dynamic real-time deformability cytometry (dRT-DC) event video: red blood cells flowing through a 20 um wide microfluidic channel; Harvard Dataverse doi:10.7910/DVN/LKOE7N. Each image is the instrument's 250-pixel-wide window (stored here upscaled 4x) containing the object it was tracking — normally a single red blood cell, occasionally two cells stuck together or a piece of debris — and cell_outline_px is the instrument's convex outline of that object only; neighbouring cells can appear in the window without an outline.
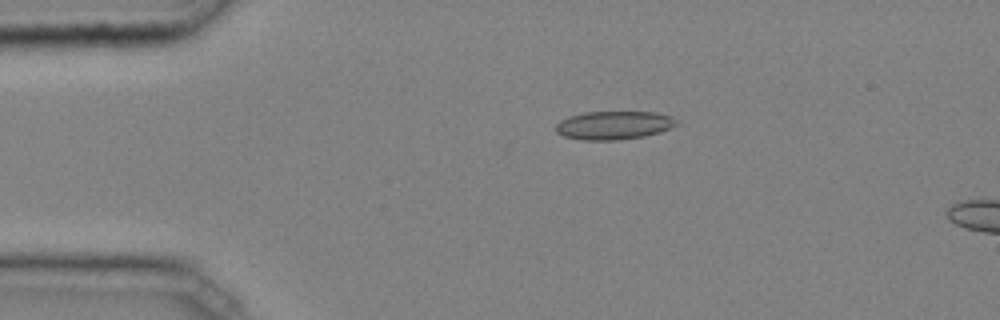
{"species": "common noctule bat (a hibernating species)", "species_latin": "Nyctalus noctula", "temperature_condition": "cold", "stored_images_in_passage": 13, "camera_frame_rate_fps": 3000, "um_per_image_px": 0.085, "animal": {"sex": "male", "body_mass_g": 20.4}, "frame": {"image": 1, "passage_image": 10, "time_ms": 3.0, "image_size_px": [1000, 320], "cell_outline_px": [[680, 124], [660, 132], [644, 136], [620, 140], [580, 140], [564, 136], [556, 132], [556, 124], [560, 120], [568, 116], [584, 112], [656, 112], [672, 116]], "centroid_in_image_um": [52.18, 10.64], "position_along_channel_um": 32.8, "area_um2": 20.17}}